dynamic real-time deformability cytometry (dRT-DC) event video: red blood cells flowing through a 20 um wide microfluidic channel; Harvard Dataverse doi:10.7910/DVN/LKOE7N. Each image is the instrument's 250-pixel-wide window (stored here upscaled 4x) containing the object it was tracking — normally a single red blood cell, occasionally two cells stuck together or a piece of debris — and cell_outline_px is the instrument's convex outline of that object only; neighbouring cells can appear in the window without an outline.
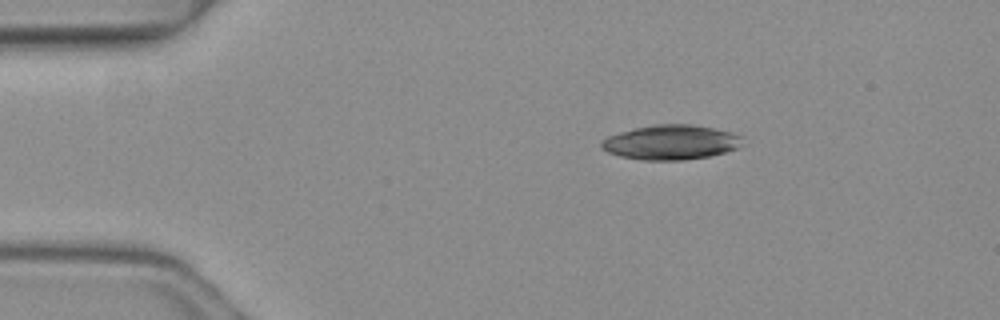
{"species": "common noctule bat (a hibernating species)", "species_latin": "Nyctalus noctula", "temperature_condition": "warm", "stored_images_in_passage": 2, "camera_frame_rate_fps": 3000, "um_per_image_px": 0.085, "animal": {"sex": "female", "body_mass_g": 19.3, "forearm_length_mm": 54.1}, "frame": {"image": 1, "passage_image": 1, "time_ms": 0.0, "image_size_px": [1000, 320], "cell_outline_px": [[744, 144], [736, 148], [724, 152], [708, 156], [684, 160], [640, 160], [620, 156], [608, 152], [600, 148], [600, 140], [608, 136], [620, 132], [652, 124], [692, 124], [732, 132], [740, 136]], "centroid_in_image_um": [56.99, 12.09], "position_along_channel_um": 28.0, "area_um2": 28.55}}